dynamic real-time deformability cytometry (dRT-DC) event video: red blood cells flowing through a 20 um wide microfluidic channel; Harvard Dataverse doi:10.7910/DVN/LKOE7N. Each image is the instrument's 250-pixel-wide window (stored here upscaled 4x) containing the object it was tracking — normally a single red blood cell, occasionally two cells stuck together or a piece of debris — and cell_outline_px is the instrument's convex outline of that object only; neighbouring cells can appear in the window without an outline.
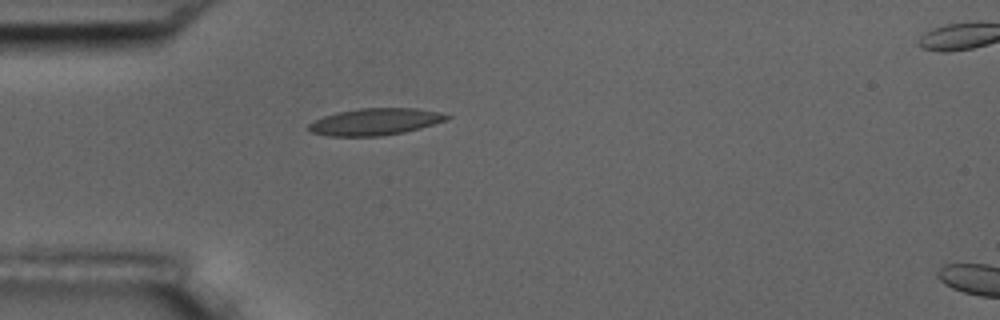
{"species": "common noctule bat (a hibernating species)", "species_latin": "Nyctalus noctula", "temperature_condition": "room temperature", "stored_images_in_passage": 2, "segment_of_instrument_passage": [1, 2], "camera_frame_rate_fps": 3000, "um_per_image_px": 0.085, "animal": {"sex": "male", "body_mass_g": 17.5, "forearm_length_mm": 52.3}, "frame": {"image": 1, "passage_image": 1, "time_ms": 0.0, "image_size_px": [1000, 320], "cell_outline_px": [[452, 116], [448, 120], [420, 128], [404, 132], [380, 136], [328, 136], [312, 132], [308, 128], [308, 124], [324, 116], [336, 112], [360, 108], [416, 108], [440, 112]], "centroid_in_image_um": [31.92, 10.34], "position_along_channel_um": 53.1, "area_um2": 21.62}}